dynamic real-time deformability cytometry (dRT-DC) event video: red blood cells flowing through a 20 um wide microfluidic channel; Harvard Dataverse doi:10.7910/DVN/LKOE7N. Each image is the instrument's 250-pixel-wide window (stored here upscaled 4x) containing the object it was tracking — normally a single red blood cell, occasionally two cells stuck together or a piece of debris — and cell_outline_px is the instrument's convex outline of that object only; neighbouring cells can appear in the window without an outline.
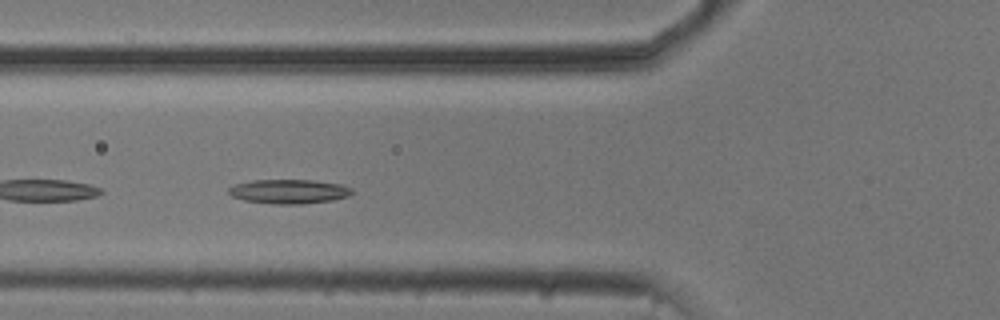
{"species": "common noctule bat (a hibernating species)", "species_latin": "Nyctalus noctula", "temperature_condition": "cold", "stored_images_in_passage": 51, "camera_frame_rate_fps": 3000, "um_per_image_px": 0.085, "animal": {"sex": "male", "body_mass_g": 20.5, "forearm_length_mm": 52.5}, "frame": {"image": 1, "passage_image": 17, "time_ms": 5.333, "image_size_px": [1000, 320], "cell_outline_px": [[352, 192], [348, 196], [332, 200], [300, 204], [272, 204], [244, 200], [232, 196], [228, 192], [228, 188], [236, 184], [252, 180], [312, 180], [344, 184], [352, 188]], "centroid_in_image_um": [24.57, 16.27], "position_along_channel_um": 101.2, "area_um2": 17.46}}
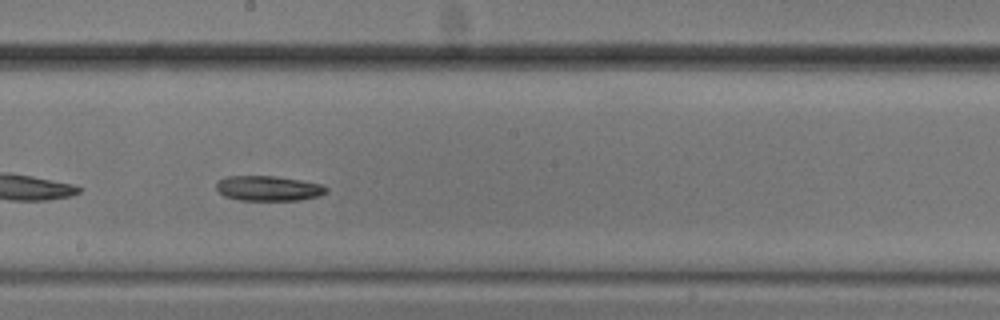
{"frame": {"image": 2, "passage_image": 27, "time_ms": 8.667, "image_size_px": [1000, 320], "cell_outline_px": [[328, 192], [320, 196], [300, 200], [240, 200], [224, 196], [216, 188], [216, 184], [224, 176], [276, 176], [300, 180], [320, 184], [328, 188]], "centroid_in_image_um": [22.83, 16.01], "position_along_channel_um": 225.4, "area_um2": 16.07}}
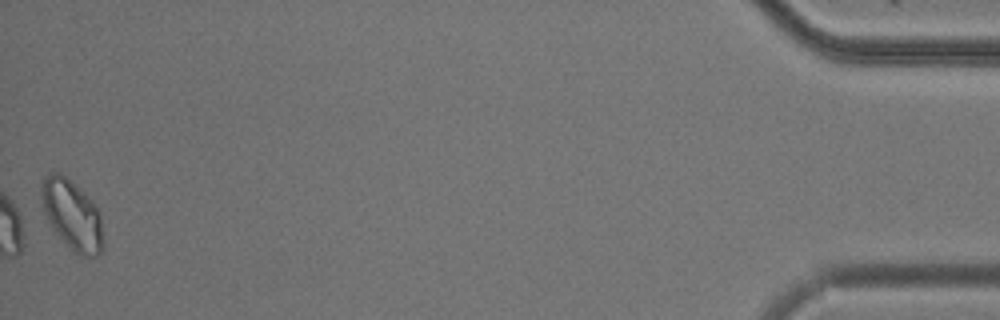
{"frame": {"image": 3, "passage_image": 51, "time_ms": 16.667, "image_size_px": [1000, 320], "cell_outline_px": [[104, 248], [96, 256], [80, 256], [72, 252], [56, 236], [48, 224], [40, 204], [40, 188], [44, 176], [52, 172], [60, 172], [84, 192], [92, 200], [100, 212], [104, 240]], "centroid_in_image_um": [6.1, 18.3], "position_along_channel_um": 429.1, "area_um2": 26.13}}